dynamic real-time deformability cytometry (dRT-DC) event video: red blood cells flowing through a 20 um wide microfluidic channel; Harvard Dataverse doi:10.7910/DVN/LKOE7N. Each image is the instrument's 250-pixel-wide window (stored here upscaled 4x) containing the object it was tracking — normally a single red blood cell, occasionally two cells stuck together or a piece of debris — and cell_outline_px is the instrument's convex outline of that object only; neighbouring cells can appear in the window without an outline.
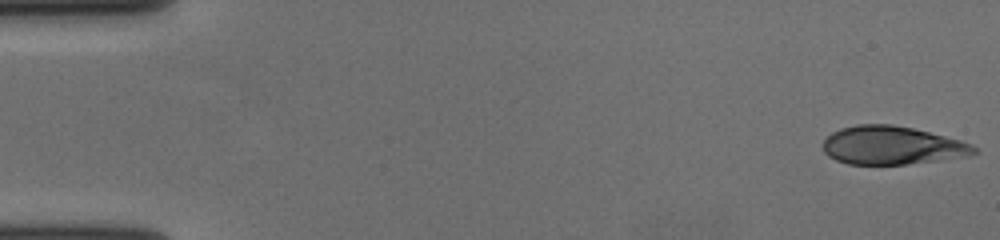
{"species": "human", "species_latin": "Homo sapiens", "temperature_condition": "cold", "stored_images_in_passage": 56, "camera_frame_rate_fps": 3000, "um_per_image_px": 0.085, "donor": {"sex": "female"}, "frame": {"image": 1, "passage_image": 1, "time_ms": 0.0, "image_size_px": [1000, 240], "cell_outline_px": [[980, 152], [968, 156], [904, 164], [848, 164], [836, 160], [828, 156], [824, 152], [824, 140], [832, 132], [840, 128], [856, 124], [892, 124], [912, 128], [960, 140], [972, 144]], "centroid_in_image_um": [75.81, 12.35], "position_along_channel_um": 9.2, "area_um2": 33.58}}
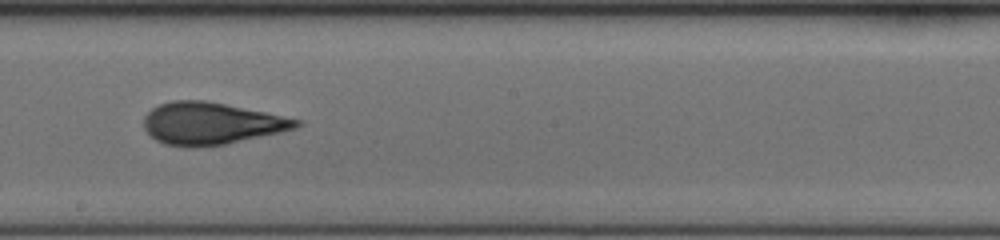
{"frame": {"image": 2, "passage_image": 32, "time_ms": 10.333, "image_size_px": [1000, 240], "cell_outline_px": [[304, 124], [296, 128], [280, 132], [224, 144], [196, 148], [188, 148], [164, 144], [156, 140], [144, 128], [144, 116], [152, 108], [160, 104], [172, 100], [204, 100], [264, 112], [300, 120]], "centroid_in_image_um": [17.91, 10.5], "position_along_channel_um": 230.3, "area_um2": 37.17}}
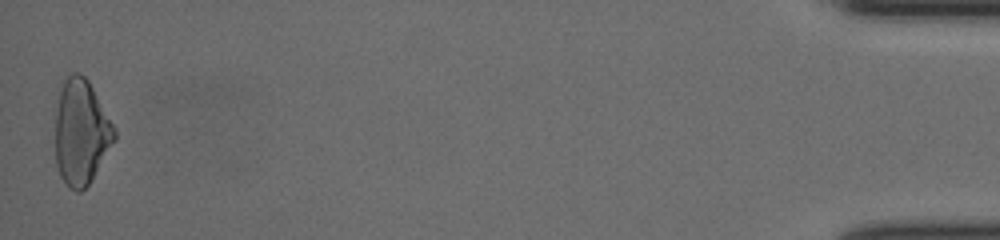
{"frame": {"image": 3, "passage_image": 56, "time_ms": 18.333, "image_size_px": [1000, 240], "cell_outline_px": [[116, 140], [88, 184], [80, 192], [76, 192], [68, 188], [60, 176], [56, 164], [56, 100], [64, 80], [72, 72], [80, 72], [88, 80], [116, 128]], "centroid_in_image_um": [6.89, 11.23], "position_along_channel_um": 428.3, "area_um2": 36.41}, "authors_computed_cell_mechanics": {"area_um2": 35.9805, "velocity_mm_per_s": 3.6583, "shape_relaxation_time_tau1_ms": 4.4915, "shape_relaxation_time_tau2_ms": 1.6229, "deformation_change_tau1": 0.16, "deformation_change_tau2": 0.0696}}